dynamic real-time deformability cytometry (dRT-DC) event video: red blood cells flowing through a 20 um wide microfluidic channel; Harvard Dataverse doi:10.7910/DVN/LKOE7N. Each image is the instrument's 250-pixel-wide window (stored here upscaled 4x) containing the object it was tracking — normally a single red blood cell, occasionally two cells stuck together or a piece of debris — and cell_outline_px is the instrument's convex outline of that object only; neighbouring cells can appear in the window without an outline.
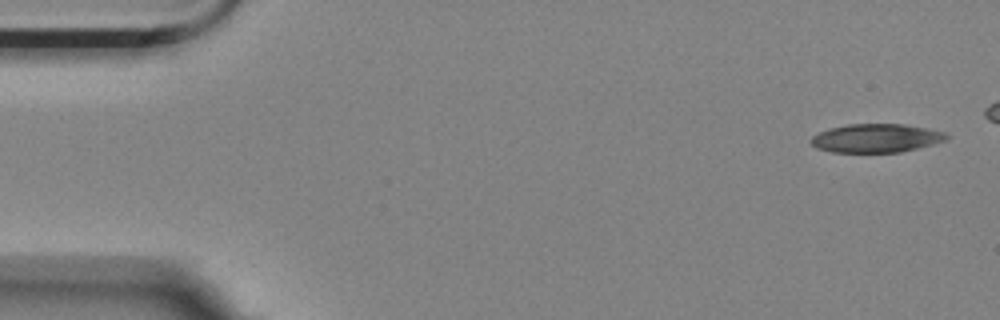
{"species": "Egyptian fruit bat (a non-hibernating species)", "species_latin": "Rousettus aegyptiacus", "temperature_condition": "room temperature", "stored_images_in_passage": 4, "camera_frame_rate_fps": 3000, "um_per_image_px": 0.085, "animal": {"sex": "female"}, "frame": {"image": 1, "passage_image": 1, "time_ms": 0.0, "image_size_px": [1000, 320], "cell_outline_px": [[948, 136], [944, 140], [932, 144], [900, 152], [832, 152], [816, 148], [808, 140], [812, 136], [828, 128], [848, 124], [904, 124], [944, 132]], "centroid_in_image_um": [74.4, 11.74], "position_along_channel_um": 10.6, "area_um2": 22.37}}